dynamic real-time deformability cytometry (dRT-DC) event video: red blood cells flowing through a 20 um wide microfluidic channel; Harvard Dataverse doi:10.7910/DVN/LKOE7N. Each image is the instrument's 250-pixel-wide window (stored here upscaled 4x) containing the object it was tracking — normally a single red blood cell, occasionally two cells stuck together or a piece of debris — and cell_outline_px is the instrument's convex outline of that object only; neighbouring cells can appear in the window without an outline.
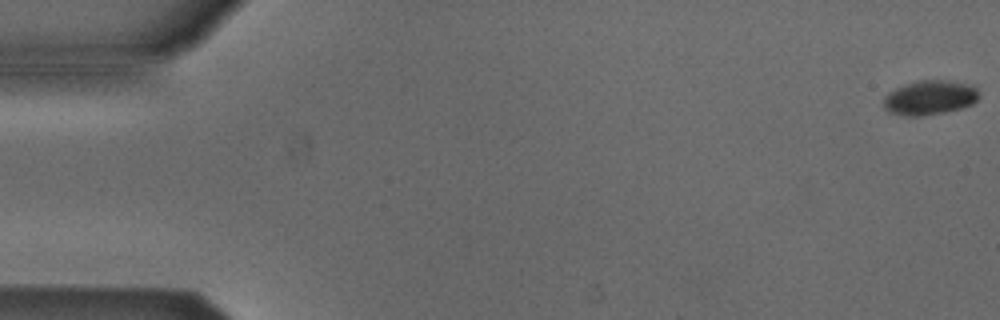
{"species": "Egyptian fruit bat (a non-hibernating species)", "species_latin": "Rousettus aegyptiacus", "temperature_condition": "cold", "stored_images_in_passage": 54, "camera_frame_rate_fps": 3000, "um_per_image_px": 0.085, "animal": {"sex": "male"}, "frame": {"image": 1, "passage_image": 1, "time_ms": 0.0, "image_size_px": [1000, 320], "cell_outline_px": [[980, 96], [972, 104], [960, 108], [944, 112], [920, 116], [908, 116], [888, 112], [884, 108], [884, 96], [888, 92], [904, 84], [920, 80], [944, 80], [972, 84], [976, 88]], "centroid_in_image_um": [79.02, 8.29], "position_along_channel_um": 6.0, "area_um2": 19.19}}
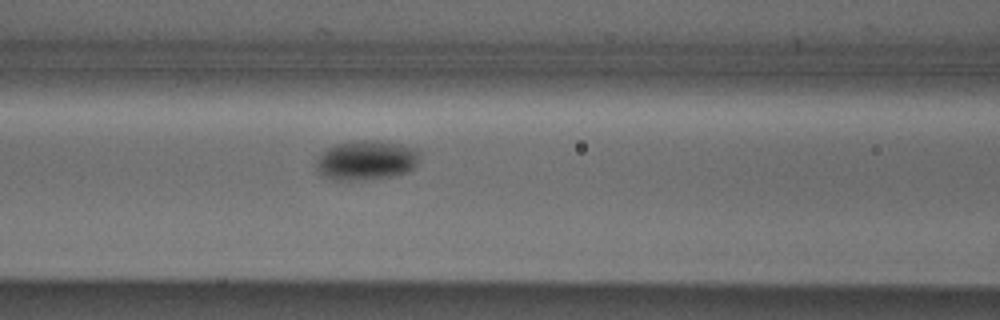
{"frame": {"image": 2, "passage_image": 23, "time_ms": 7.333, "image_size_px": [1000, 320], "cell_outline_px": [[420, 160], [416, 168], [408, 172], [392, 176], [364, 180], [332, 180], [324, 176], [316, 168], [316, 160], [328, 148], [336, 144], [360, 140], [376, 140], [400, 144], [416, 148], [420, 152]], "centroid_in_image_um": [31.2, 13.63], "position_along_channel_um": 135.4, "area_um2": 24.1}}
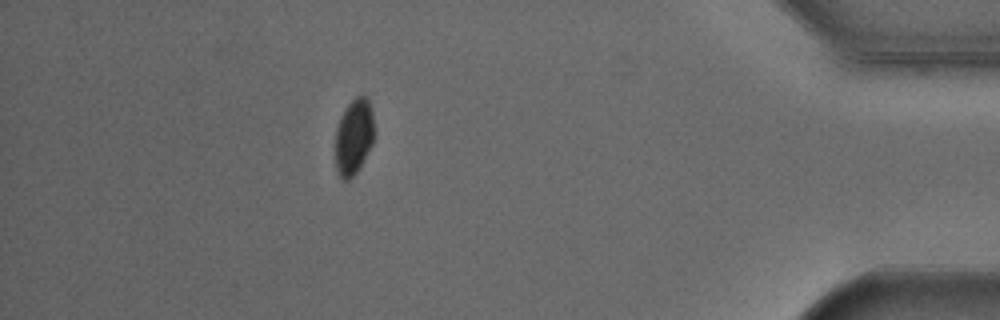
{"frame": {"image": 3, "passage_image": 48, "time_ms": 15.667, "image_size_px": [1000, 320], "cell_outline_px": [[372, 144], [356, 172], [348, 180], [340, 180], [336, 172], [336, 128], [340, 116], [344, 108], [356, 96], [364, 96], [368, 100], [372, 112]], "centroid_in_image_um": [30.03, 11.64], "position_along_channel_um": 405.2, "area_um2": 16.88}, "authors_computed_cell_mechanics": {"area_um2": 19.9988, "velocity_mm_per_s": 3.8468, "shape_relaxation_time_tau1_ms": 6.8709, "shape_relaxation_time_tau2_ms": null, "deformation_change_tau1": 0.1227, "deformation_change_tau2": null}}